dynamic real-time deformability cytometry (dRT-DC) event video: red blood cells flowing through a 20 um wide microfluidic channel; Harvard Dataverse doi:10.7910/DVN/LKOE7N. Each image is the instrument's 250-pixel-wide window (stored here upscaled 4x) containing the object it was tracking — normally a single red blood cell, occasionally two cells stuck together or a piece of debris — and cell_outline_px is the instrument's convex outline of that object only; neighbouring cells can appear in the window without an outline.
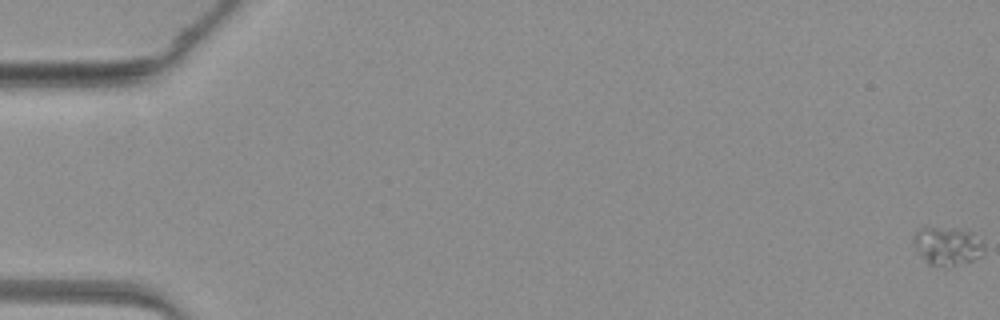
{"species": "common noctule bat (a hibernating species)", "species_latin": "Nyctalus noctula", "temperature_condition": "warm", "stored_images_in_passage": 50, "camera_frame_rate_fps": 3000, "um_per_image_px": 0.085, "animal": {"sex": "female", "body_mass_g": 19.3, "forearm_length_mm": 54.1}, "frame": {"image": 1, "passage_image": 1, "time_ms": 0.0, "image_size_px": [1000, 320], "cell_outline_px": [[984, 256], [948, 268], [944, 268], [928, 264], [916, 248], [912, 240], [916, 232], [920, 228], [960, 228], [972, 232], [984, 240]], "centroid_in_image_um": [80.59, 20.92], "position_along_channel_um": 4.4, "area_um2": 16.13}}
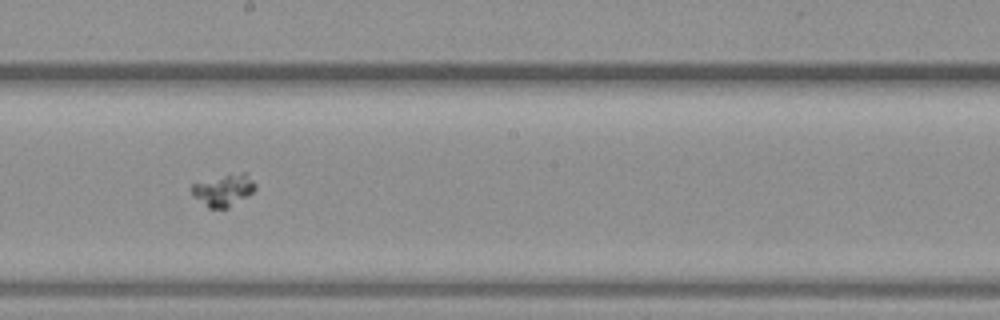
{"frame": {"image": 2, "passage_image": 29, "time_ms": 9.333, "image_size_px": [1000, 320], "cell_outline_px": [[256, 188], [248, 196], [228, 208], [208, 208], [192, 196], [192, 184], [240, 172], [244, 172], [256, 184]], "centroid_in_image_um": [19.01, 16.19], "position_along_channel_um": 229.2, "area_um2": 11.56}}
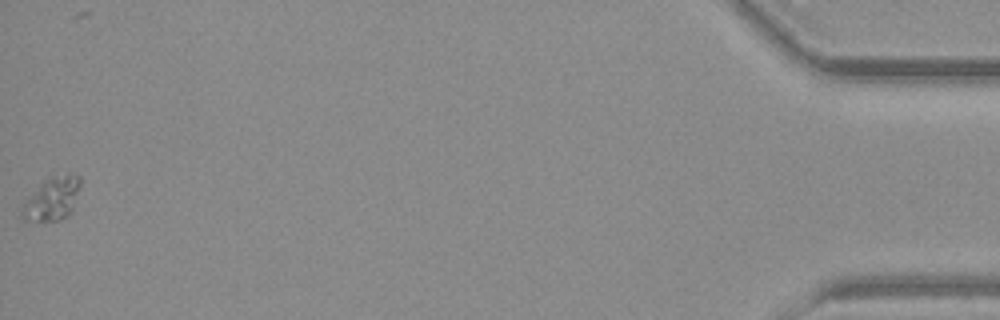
{"frame": {"image": 3, "passage_image": 50, "time_ms": 16.333, "image_size_px": [1000, 320], "cell_outline_px": [[80, 184], [72, 212], [68, 216], [60, 220], [40, 224], [24, 220], [20, 212], [20, 208], [40, 184], [44, 180], [52, 176], [68, 172], [80, 176]], "centroid_in_image_um": [4.43, 16.94], "position_along_channel_um": 430.8, "area_um2": 15.14}}